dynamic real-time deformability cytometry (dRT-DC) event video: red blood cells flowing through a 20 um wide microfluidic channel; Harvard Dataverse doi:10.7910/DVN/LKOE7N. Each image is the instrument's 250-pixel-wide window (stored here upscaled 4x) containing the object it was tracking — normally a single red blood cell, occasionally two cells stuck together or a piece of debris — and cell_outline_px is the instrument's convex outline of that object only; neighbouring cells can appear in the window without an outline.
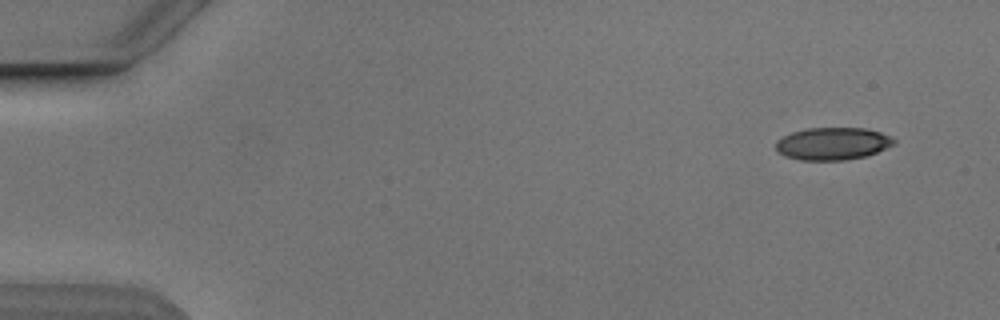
{"species": "Egyptian fruit bat (a non-hibernating species)", "species_latin": "Rousettus aegyptiacus", "temperature_condition": "cold", "stored_images_in_passage": 5, "segment_of_instrument_passage": [2, 2], "camera_frame_rate_fps": 3000, "um_per_image_px": 0.085, "animal": {"sex": "male"}, "frame": {"image": 1, "passage_image": 5, "time_ms": 5.667, "image_size_px": [1000, 320], "cell_outline_px": [[896, 144], [868, 156], [844, 160], [800, 160], [784, 156], [776, 152], [776, 140], [792, 132], [808, 128], [864, 128], [880, 132], [896, 140]], "centroid_in_image_um": [70.77, 12.22], "position_along_channel_um": 14.2, "area_um2": 22.48}}